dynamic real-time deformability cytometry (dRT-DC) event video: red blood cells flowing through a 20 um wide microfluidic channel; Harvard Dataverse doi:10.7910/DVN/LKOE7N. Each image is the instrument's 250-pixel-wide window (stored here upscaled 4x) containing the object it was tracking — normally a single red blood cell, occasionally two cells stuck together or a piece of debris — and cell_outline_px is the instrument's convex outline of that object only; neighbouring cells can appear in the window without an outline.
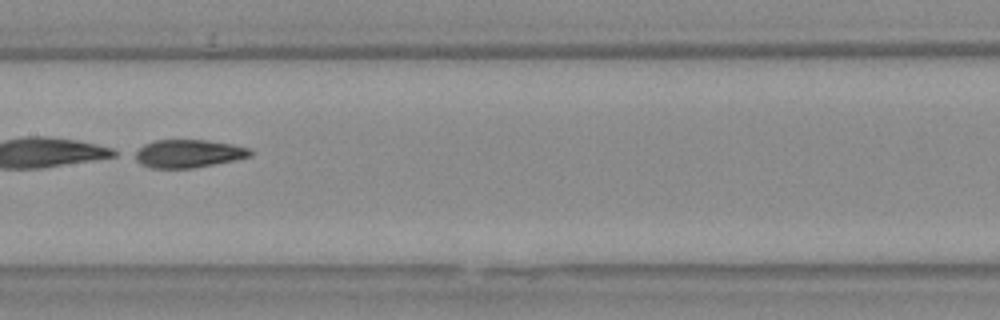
{"species": "Egyptian fruit bat (a non-hibernating species)", "species_latin": "Rousettus aegyptiacus", "temperature_condition": "warm", "stored_images_in_passage": 8, "segment_of_instrument_passage": [2, 2], "camera_frame_rate_fps": 3000, "um_per_image_px": 0.085, "animal": {"sex": "female"}, "frame": {"image": 1, "passage_image": 6, "time_ms": 1.667, "image_size_px": [1000, 320], "cell_outline_px": [[252, 156], [236, 160], [192, 168], [152, 168], [140, 164], [128, 156], [132, 152], [144, 144], [156, 140], [204, 140], [232, 144], [248, 148], [252, 152]], "centroid_in_image_um": [15.91, 13.06], "position_along_channel_um": 191.5, "area_um2": 19.13}}